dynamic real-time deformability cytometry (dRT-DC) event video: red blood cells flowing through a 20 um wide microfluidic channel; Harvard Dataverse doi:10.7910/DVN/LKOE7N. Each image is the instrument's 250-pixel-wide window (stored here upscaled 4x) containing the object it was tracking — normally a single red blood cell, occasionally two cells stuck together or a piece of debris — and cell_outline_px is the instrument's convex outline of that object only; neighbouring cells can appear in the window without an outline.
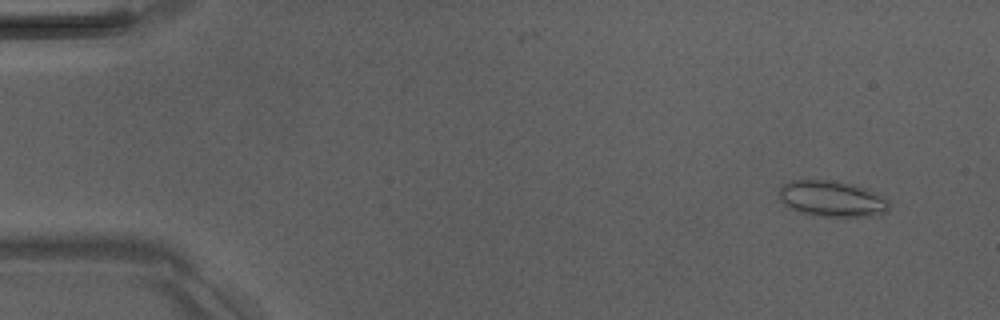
{"species": "Egyptian fruit bat (a non-hibernating species)", "species_latin": "Rousettus aegyptiacus", "temperature_condition": "room temperature", "stored_images_in_passage": 6, "camera_frame_rate_fps": 3000, "um_per_image_px": 0.085, "animal": {"sex": "male"}, "frame": {"image": 1, "passage_image": 1, "time_ms": 0.0, "image_size_px": [1000, 320], "cell_outline_px": [[888, 212], [880, 216], [816, 216], [800, 212], [788, 208], [780, 200], [780, 188], [784, 184], [792, 180], [828, 180], [852, 184], [868, 188], [884, 196], [888, 200]], "centroid_in_image_um": [70.75, 16.9], "position_along_channel_um": 14.2, "area_um2": 23.29}}
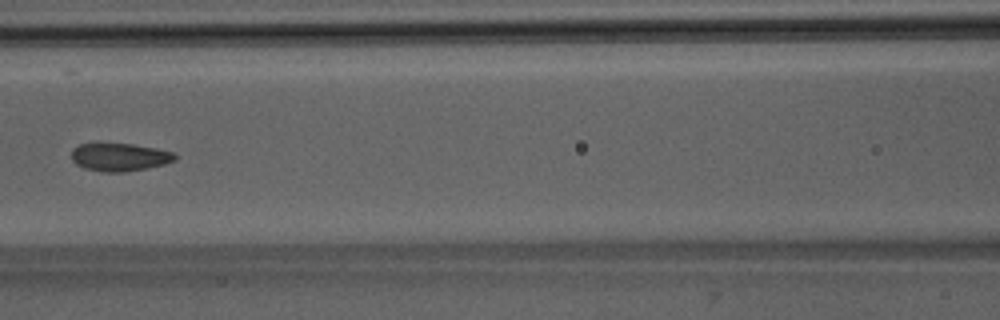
{"frame": {"image": 2, "passage_image": 6, "time_ms": 6.667, "image_size_px": [1000, 320], "cell_outline_px": [[176, 160], [164, 164], [148, 168], [124, 172], [104, 172], [84, 168], [76, 164], [72, 160], [72, 148], [80, 144], [132, 144], [156, 148], [172, 152], [176, 156]], "centroid_in_image_um": [10.16, 13.36], "position_along_channel_um": 156.4, "area_um2": 16.76}}